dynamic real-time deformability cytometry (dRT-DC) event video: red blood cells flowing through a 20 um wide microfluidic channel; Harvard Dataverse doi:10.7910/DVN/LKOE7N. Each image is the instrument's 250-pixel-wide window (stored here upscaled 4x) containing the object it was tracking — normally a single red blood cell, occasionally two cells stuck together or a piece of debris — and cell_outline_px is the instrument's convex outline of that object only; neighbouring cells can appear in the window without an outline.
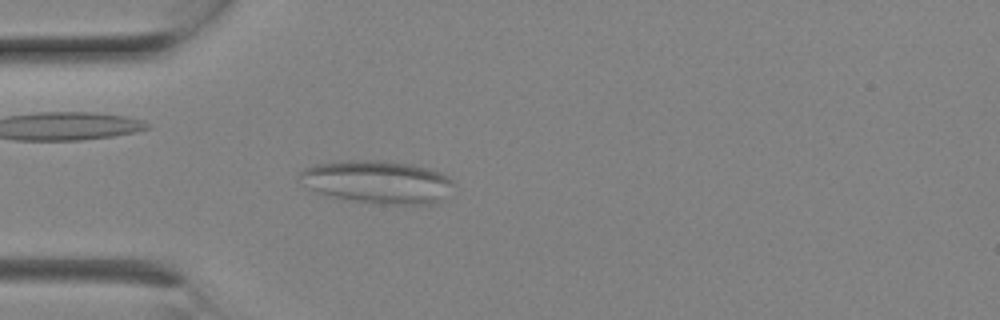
{"species": "Egyptian fruit bat (a non-hibernating species)", "species_latin": "Rousettus aegyptiacus", "temperature_condition": "room temperature", "stored_images_in_passage": 7, "camera_frame_rate_fps": 3000, "um_per_image_px": 0.085, "animal": {"sex": "female"}, "frame": {"image": 1, "passage_image": 4, "time_ms": 1.0, "image_size_px": [1000, 320], "cell_outline_px": [[452, 184], [440, 200], [436, 204], [380, 204], [332, 196], [320, 192], [300, 184], [300, 172], [304, 168], [316, 164], [344, 160], [384, 160], [412, 164], [432, 168], [448, 176], [452, 180]], "centroid_in_image_um": [32.08, 15.44], "position_along_channel_um": 52.9, "area_um2": 38.26}}